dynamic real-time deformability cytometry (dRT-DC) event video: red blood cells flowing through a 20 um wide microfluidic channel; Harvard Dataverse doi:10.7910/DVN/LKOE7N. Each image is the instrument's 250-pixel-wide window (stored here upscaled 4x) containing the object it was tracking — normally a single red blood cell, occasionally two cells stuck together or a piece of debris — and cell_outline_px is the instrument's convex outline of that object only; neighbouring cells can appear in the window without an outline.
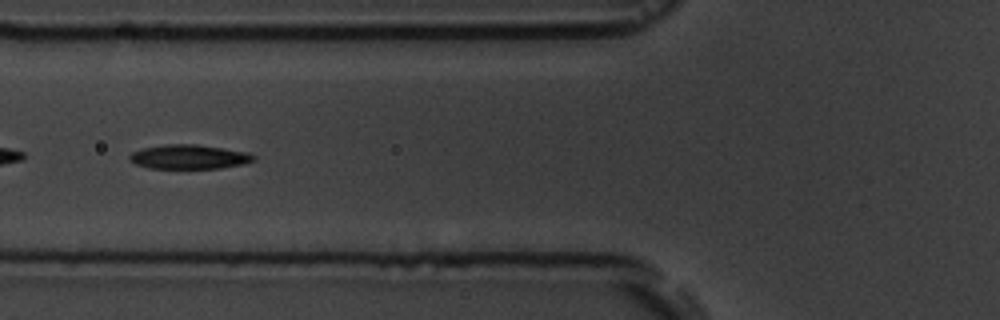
{"species": "common noctule bat (a hibernating species)", "species_latin": "Nyctalus noctula", "temperature_condition": "room temperature", "stored_images_in_passage": 15, "camera_frame_rate_fps": 3000, "um_per_image_px": 0.085, "animal": {"sex": "male", "body_mass_g": 19.5, "forearm_length_mm": 54.6}, "frame": {"image": 1, "passage_image": 5, "time_ms": 4.667, "image_size_px": [1000, 320], "cell_outline_px": [[256, 160], [244, 164], [220, 168], [148, 168], [136, 164], [128, 160], [128, 156], [132, 152], [144, 148], [164, 144], [196, 144], [248, 152], [256, 156]], "centroid_in_image_um": [16.08, 13.33], "position_along_channel_um": 109.7, "area_um2": 17.63}}
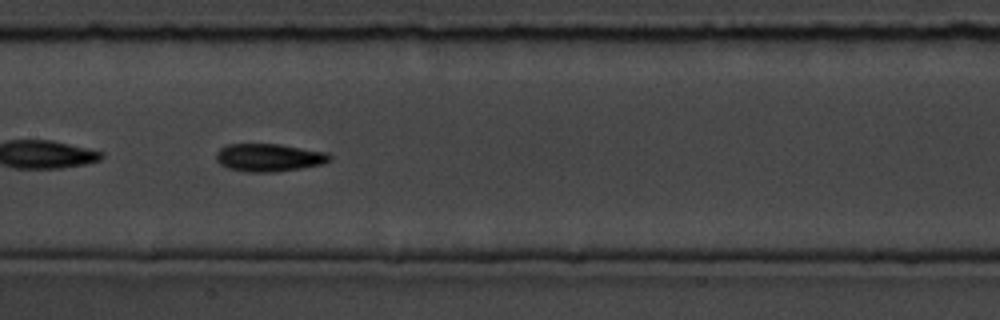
{"frame": {"image": 2, "passage_image": 7, "time_ms": 6.667, "image_size_px": [1000, 320], "cell_outline_px": [[332, 160], [324, 164], [300, 168], [272, 172], [244, 172], [228, 168], [220, 164], [216, 160], [216, 152], [220, 148], [228, 144], [280, 144], [328, 152], [332, 156]], "centroid_in_image_um": [22.88, 13.39], "position_along_channel_um": 184.5, "area_um2": 18.61}}
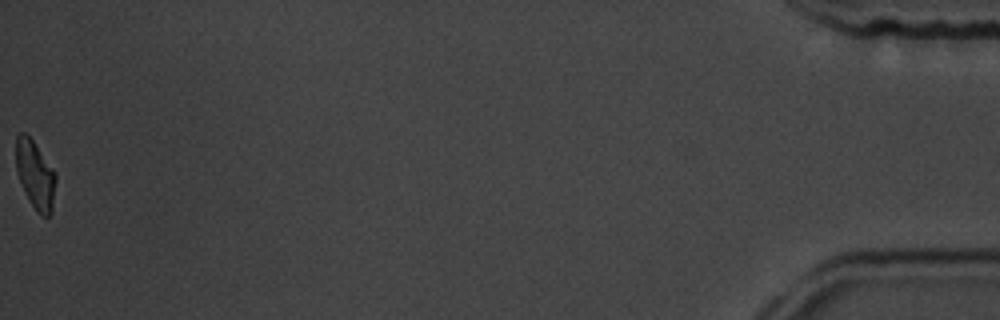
{"frame": {"image": 3, "passage_image": 15, "time_ms": 16.0, "image_size_px": [1000, 320], "cell_outline_px": [[56, 180], [52, 212], [48, 216], [40, 216], [36, 212], [20, 180], [16, 168], [16, 136], [20, 132], [24, 132], [32, 140], [56, 172]], "centroid_in_image_um": [3.02, 14.86], "position_along_channel_um": 432.2, "area_um2": 15.61}, "authors_computed_cell_mechanics": {"area_um2": 17.629, "velocity_mm_per_s": 3.7397, "shape_relaxation_time_tau1_ms": 2.5107, "shape_relaxation_time_tau2_ms": 7.9264, "deformation_change_tau1": 0.109, "deformation_change_tau2": 0.1044}}